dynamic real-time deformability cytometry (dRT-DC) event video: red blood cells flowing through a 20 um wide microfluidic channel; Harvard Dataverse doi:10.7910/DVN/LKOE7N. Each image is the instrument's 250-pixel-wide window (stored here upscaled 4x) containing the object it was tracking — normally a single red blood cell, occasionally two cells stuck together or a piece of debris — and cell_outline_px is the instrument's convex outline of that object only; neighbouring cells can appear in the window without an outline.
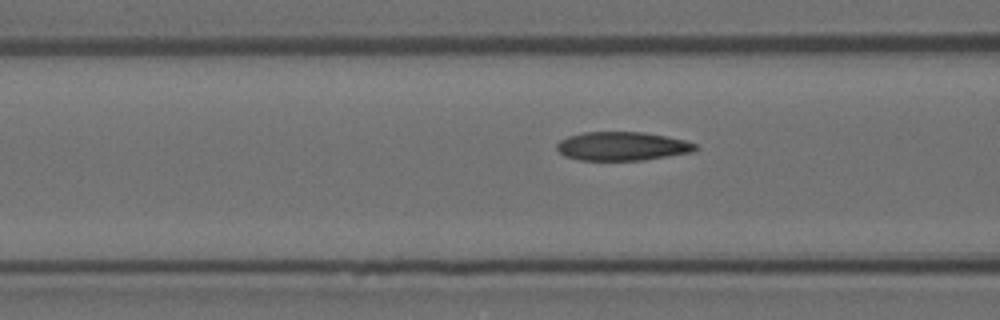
{"species": "Egyptian fruit bat (a non-hibernating species)", "species_latin": "Rousettus aegyptiacus", "temperature_condition": "room temperature", "stored_images_in_passage": 17, "camera_frame_rate_fps": 3000, "um_per_image_px": 0.085, "animal": {"sex": "female"}, "frame": {"image": 1, "passage_image": 15, "time_ms": 4.667, "image_size_px": [1000, 320], "cell_outline_px": [[700, 148], [692, 152], [644, 160], [580, 160], [564, 156], [556, 148], [556, 144], [560, 140], [568, 136], [584, 132], [644, 132], [668, 136], [684, 140], [696, 144]], "centroid_in_image_um": [52.89, 12.42], "position_along_channel_um": 113.7, "area_um2": 23.29}}